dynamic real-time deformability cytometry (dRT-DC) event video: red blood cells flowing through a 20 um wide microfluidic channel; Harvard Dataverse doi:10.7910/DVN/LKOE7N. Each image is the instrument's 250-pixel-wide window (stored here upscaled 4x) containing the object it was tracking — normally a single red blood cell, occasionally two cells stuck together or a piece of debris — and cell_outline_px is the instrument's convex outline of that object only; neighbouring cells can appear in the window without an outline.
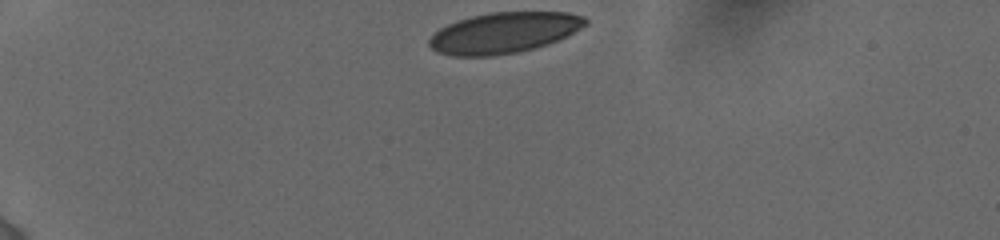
{"species": "human", "species_latin": "Homo sapiens", "temperature_condition": "cold", "stored_images_in_passage": 10, "camera_frame_rate_fps": 3000, "um_per_image_px": 0.085, "donor": {"sex": "female"}, "frame": {"image": 1, "passage_image": 1, "time_ms": 0.0, "image_size_px": [1000, 240], "cell_outline_px": [[588, 24], [548, 44], [536, 48], [516, 52], [492, 56], [452, 56], [436, 52], [428, 44], [428, 40], [440, 28], [456, 20], [488, 12], [568, 12], [584, 16], [588, 20]], "centroid_in_image_um": [42.81, 2.78], "position_along_channel_um": 42.2, "area_um2": 37.11}}
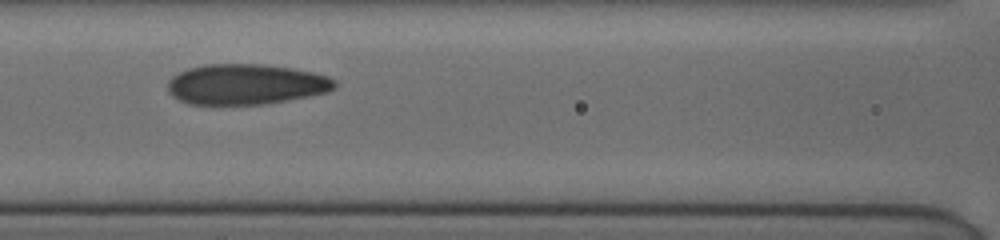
{"frame": {"image": 2, "passage_image": 5, "time_ms": 4.333, "image_size_px": [1000, 240], "cell_outline_px": [[336, 88], [328, 92], [288, 100], [264, 104], [188, 104], [172, 96], [168, 92], [168, 80], [172, 76], [188, 68], [204, 64], [264, 64], [292, 68], [312, 72], [328, 76], [336, 80]], "centroid_in_image_um": [20.9, 7.16], "position_along_channel_um": 145.7, "area_um2": 39.54}}
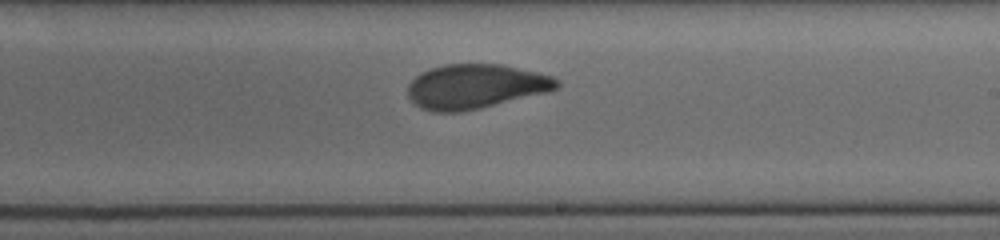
{"frame": {"image": 3, "passage_image": 9, "time_ms": 7.0, "image_size_px": [1000, 240], "cell_outline_px": [[560, 88], [548, 92], [480, 108], [460, 112], [432, 112], [420, 108], [408, 96], [408, 84], [420, 72], [444, 64], [500, 64], [536, 72], [552, 76], [560, 80]], "centroid_in_image_um": [40.43, 7.35], "position_along_channel_um": 248.6, "area_um2": 38.67}}